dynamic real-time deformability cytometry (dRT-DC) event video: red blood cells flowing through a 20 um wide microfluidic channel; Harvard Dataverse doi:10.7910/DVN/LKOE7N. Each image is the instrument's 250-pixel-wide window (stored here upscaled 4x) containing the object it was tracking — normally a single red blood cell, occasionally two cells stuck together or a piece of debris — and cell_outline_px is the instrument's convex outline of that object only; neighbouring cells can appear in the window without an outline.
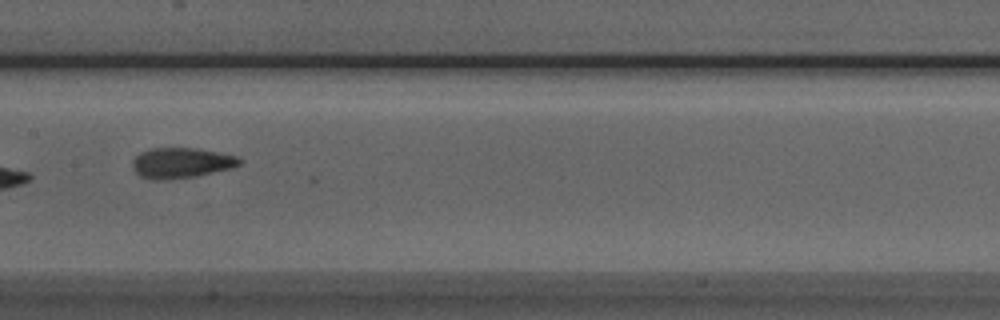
{"species": "Egyptian fruit bat (a non-hibernating species)", "species_latin": "Rousettus aegyptiacus", "temperature_condition": "room temperature", "stored_images_in_passage": 8, "camera_frame_rate_fps": 3000, "um_per_image_px": 0.085, "animal": {"sex": "male"}, "frame": {"image": 1, "passage_image": 8, "time_ms": 8.0, "image_size_px": [1000, 320], "cell_outline_px": [[240, 164], [232, 168], [196, 176], [164, 180], [156, 180], [140, 176], [132, 168], [132, 164], [136, 156], [140, 152], [152, 148], [196, 148], [236, 156], [240, 160]], "centroid_in_image_um": [15.38, 13.85], "position_along_channel_um": 192.0, "area_um2": 18.79}}